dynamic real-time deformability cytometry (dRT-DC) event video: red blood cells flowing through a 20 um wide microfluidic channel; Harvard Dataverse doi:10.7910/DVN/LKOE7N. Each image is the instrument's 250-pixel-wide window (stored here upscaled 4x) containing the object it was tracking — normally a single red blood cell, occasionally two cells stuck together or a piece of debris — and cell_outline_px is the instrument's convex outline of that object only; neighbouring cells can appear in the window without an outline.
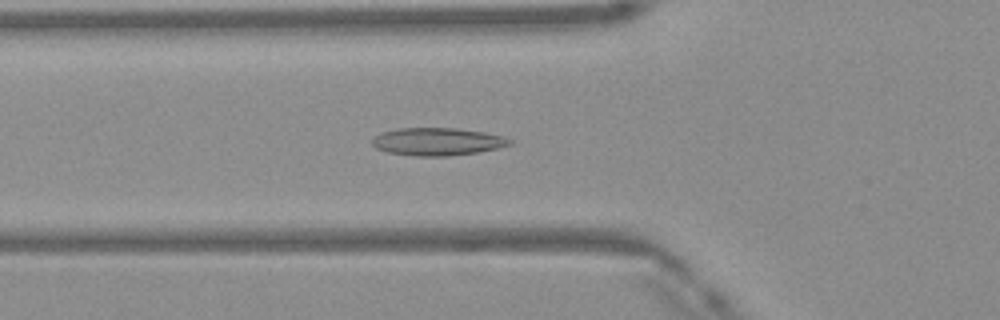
{"species": "Egyptian fruit bat (a non-hibernating species)", "species_latin": "Rousettus aegyptiacus", "temperature_condition": "warm", "stored_images_in_passage": 31, "camera_frame_rate_fps": 3000, "um_per_image_px": 0.085, "frame": {"image": 1, "passage_image": 5, "time_ms": 1.333, "image_size_px": [1000, 320], "cell_outline_px": [[512, 144], [496, 148], [476, 152], [448, 156], [416, 156], [388, 152], [376, 148], [372, 144], [372, 140], [376, 136], [384, 132], [400, 128], [456, 128], [484, 132], [500, 136], [512, 140]], "centroid_in_image_um": [37.17, 12.04], "position_along_channel_um": 88.6, "area_um2": 21.85}}
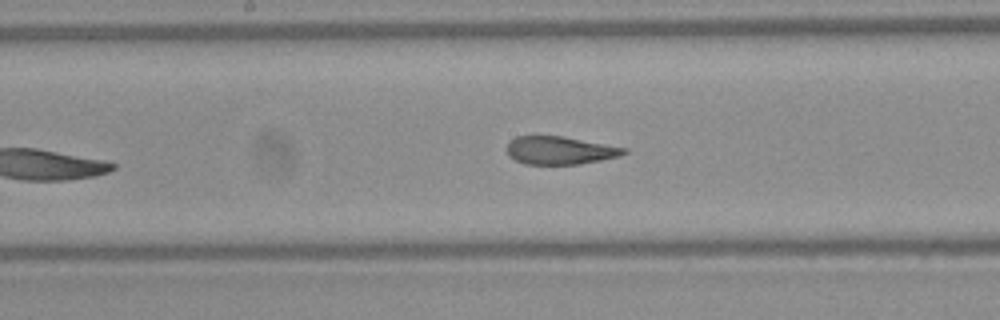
{"frame": {"image": 2, "passage_image": 13, "time_ms": 4.0, "image_size_px": [1000, 320], "cell_outline_px": [[628, 152], [620, 156], [580, 164], [524, 164], [508, 156], [508, 144], [516, 136], [564, 136], [628, 148]], "centroid_in_image_um": [47.63, 12.78], "position_along_channel_um": 200.6, "area_um2": 19.07}}
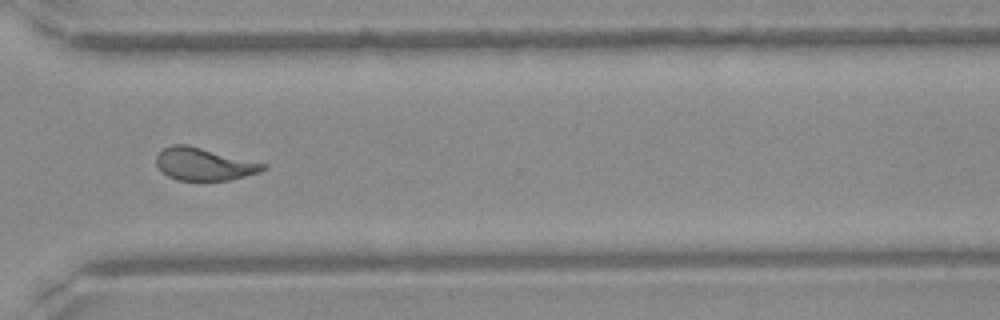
{"frame": {"image": 3, "passage_image": 24, "time_ms": 7.667, "image_size_px": [1000, 320], "cell_outline_px": [[268, 168], [260, 172], [232, 180], [176, 180], [168, 176], [156, 164], [156, 156], [164, 148], [172, 144], [188, 144], [268, 164]], "centroid_in_image_um": [17.39, 13.94], "position_along_channel_um": 353.2, "area_um2": 20.4}, "authors_computed_cell_mechanics": {"area_um2": 20.1722, "velocity_mm_per_s": 4.1712, "shape_relaxation_time_tau1_ms": 4.9714, "shape_relaxation_time_tau2_ms": 1.0904, "deformation_change_tau1": 0.2031, "deformation_change_tau2": 0.1054}}